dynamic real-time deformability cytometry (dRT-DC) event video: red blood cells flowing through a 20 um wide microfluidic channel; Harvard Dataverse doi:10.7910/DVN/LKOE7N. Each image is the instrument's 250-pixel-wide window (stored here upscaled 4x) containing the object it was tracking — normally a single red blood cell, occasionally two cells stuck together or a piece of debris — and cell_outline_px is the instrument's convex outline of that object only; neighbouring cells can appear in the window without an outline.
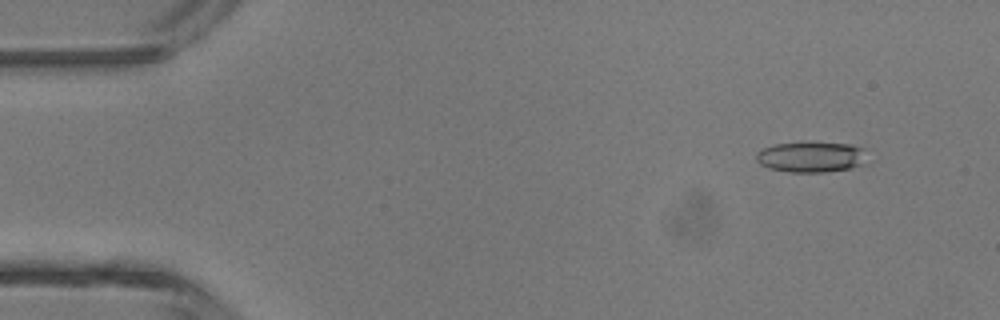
{"species": "common noctule bat (a hibernating species)", "species_latin": "Nyctalus noctula", "temperature_condition": "room temperature", "stored_images_in_passage": 5, "camera_frame_rate_fps": 3000, "um_per_image_px": 0.085, "animal": {"sex": "male", "body_mass_g": 13.3}, "frame": {"image": 1, "passage_image": 2, "time_ms": 0.333, "image_size_px": [1000, 320], "cell_outline_px": [[868, 164], [848, 168], [824, 172], [788, 172], [768, 168], [760, 164], [756, 160], [756, 152], [764, 148], [776, 144], [852, 144], [860, 148]], "centroid_in_image_um": [68.92, 13.38], "position_along_channel_um": 16.1, "area_um2": 19.19}}
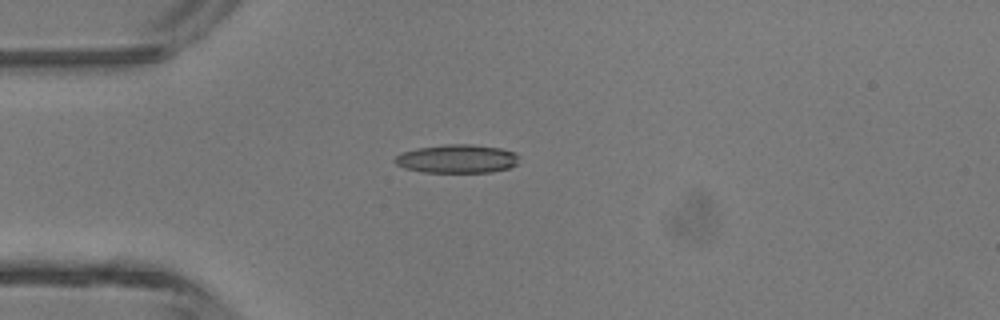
{"frame": {"image": 2, "passage_image": 4, "time_ms": 1.0, "image_size_px": [1000, 320], "cell_outline_px": [[520, 156], [516, 164], [508, 168], [492, 172], [424, 172], [404, 168], [396, 164], [392, 160], [400, 152], [416, 148], [444, 144], [472, 144], [500, 148], [516, 152]], "centroid_in_image_um": [38.83, 13.49], "position_along_channel_um": 46.2, "area_um2": 20.87}}